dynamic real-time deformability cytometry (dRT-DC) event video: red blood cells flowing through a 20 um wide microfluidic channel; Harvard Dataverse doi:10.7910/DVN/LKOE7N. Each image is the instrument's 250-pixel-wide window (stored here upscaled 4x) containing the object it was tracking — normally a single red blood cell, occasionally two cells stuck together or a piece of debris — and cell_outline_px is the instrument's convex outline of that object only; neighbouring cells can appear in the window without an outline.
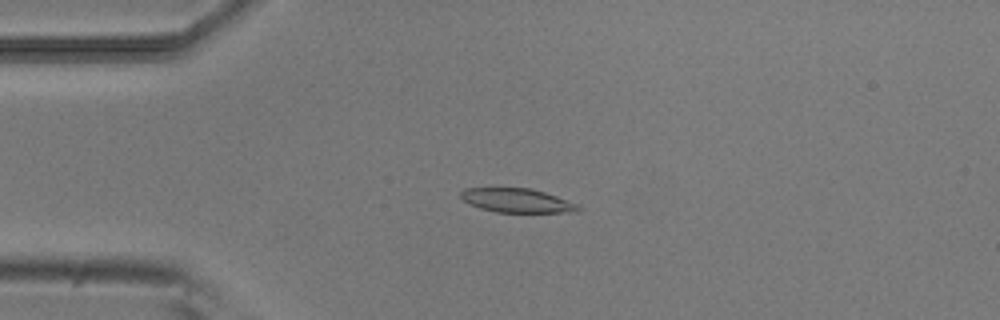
{"species": "common noctule bat (a hibernating species)", "species_latin": "Nyctalus noctula", "temperature_condition": "room temperature", "stored_images_in_passage": 19, "camera_frame_rate_fps": 3000, "um_per_image_px": 0.085, "animal": {"sex": "male", "body_mass_g": 20.5, "forearm_length_mm": 52.5}, "frame": {"image": 1, "passage_image": 13, "time_ms": 4.0, "image_size_px": [1000, 320], "cell_outline_px": [[584, 208], [576, 212], [496, 212], [480, 208], [468, 204], [460, 196], [460, 192], [464, 188], [532, 188], [580, 204]], "centroid_in_image_um": [43.98, 17.04], "position_along_channel_um": 41.0, "area_um2": 16.59}}
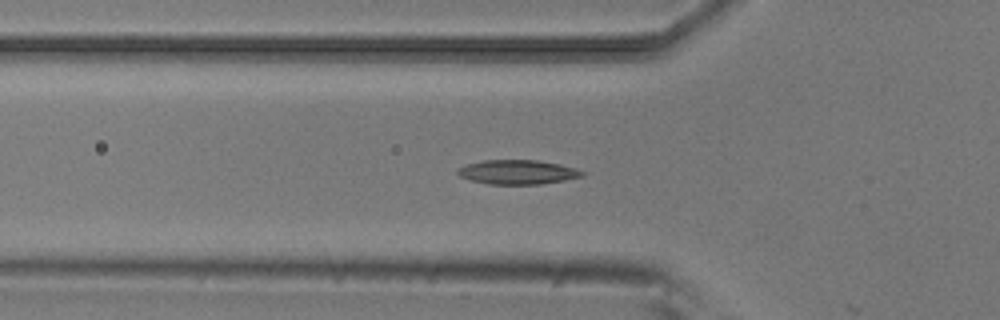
{"frame": {"image": 2, "passage_image": 18, "time_ms": 5.667, "image_size_px": [1000, 320], "cell_outline_px": [[584, 176], [564, 180], [540, 184], [488, 184], [472, 180], [460, 176], [456, 172], [456, 168], [468, 164], [484, 160], [536, 160], [560, 164], [576, 168], [584, 172]], "centroid_in_image_um": [43.99, 14.62], "position_along_channel_um": 81.8, "area_um2": 17.57}}